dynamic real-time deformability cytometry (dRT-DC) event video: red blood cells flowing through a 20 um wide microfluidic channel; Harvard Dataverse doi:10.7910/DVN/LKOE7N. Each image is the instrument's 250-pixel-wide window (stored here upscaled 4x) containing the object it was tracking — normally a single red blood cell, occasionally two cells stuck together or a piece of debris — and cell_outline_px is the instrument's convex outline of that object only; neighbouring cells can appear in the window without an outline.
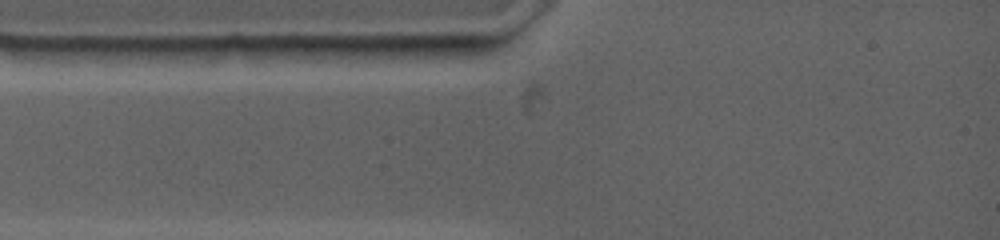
{"species": "common noctule bat (a hibernating species)", "species_latin": "Nyctalus noctula", "temperature_condition": "warm", "stored_images_in_passage": 2, "camera_frame_rate_fps": 4500, "um_per_image_px": 0.085, "animal": {"sex": "female", "body_mass_g": 19.0, "forearm_length_mm": 53.3}, "frame": {"image": 1, "passage_image": 1, "time_ms": 0.0, "image_size_px": [1000, 240], "cell_outline_px": [[444, 48], [404, 56], [316, 60], [300, 48], [304, 44], [444, 44]], "centroid_in_image_um": [31.06, 4.29], "position_along_channel_um": 53.9, "area_um2": 12.31}}